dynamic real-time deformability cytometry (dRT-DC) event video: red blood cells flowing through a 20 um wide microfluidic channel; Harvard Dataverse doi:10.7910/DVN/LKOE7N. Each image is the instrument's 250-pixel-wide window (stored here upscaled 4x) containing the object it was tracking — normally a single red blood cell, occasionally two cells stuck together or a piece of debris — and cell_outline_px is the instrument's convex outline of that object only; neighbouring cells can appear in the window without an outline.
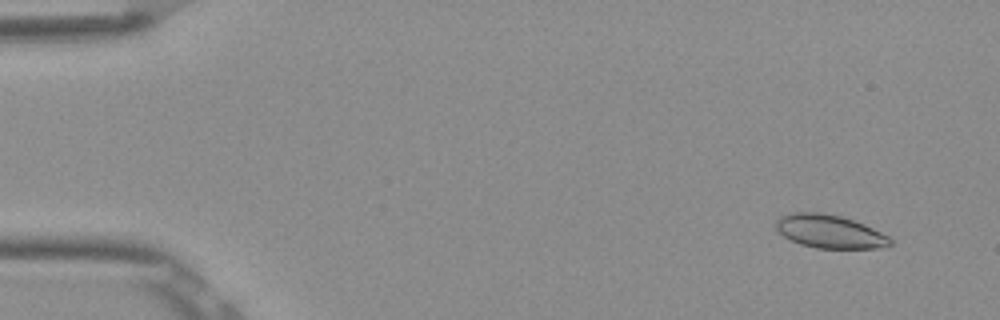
{"species": "Egyptian fruit bat (a non-hibernating species)", "species_latin": "Rousettus aegyptiacus", "temperature_condition": "room temperature", "stored_images_in_passage": 6, "camera_frame_rate_fps": 3000, "um_per_image_px": 0.085, "frame": {"image": 1, "passage_image": 2, "time_ms": 0.333, "image_size_px": [1000, 320], "cell_outline_px": [[892, 244], [876, 248], [816, 248], [800, 244], [784, 236], [776, 228], [776, 220], [780, 216], [792, 212], [820, 212], [840, 216], [864, 224], [888, 236], [892, 240]], "centroid_in_image_um": [70.5, 19.67], "position_along_channel_um": 14.5, "area_um2": 21.96}}
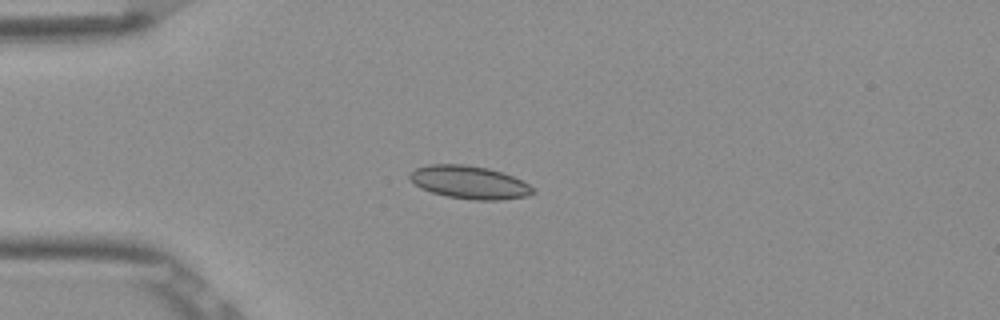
{"frame": {"image": 2, "passage_image": 5, "time_ms": 1.333, "image_size_px": [1000, 320], "cell_outline_px": [[536, 192], [528, 196], [504, 200], [476, 200], [448, 196], [432, 192], [420, 188], [408, 176], [408, 172], [416, 168], [428, 164], [464, 164], [488, 168], [512, 176], [536, 188]], "centroid_in_image_um": [39.91, 15.5], "position_along_channel_um": 45.1, "area_um2": 23.7}}
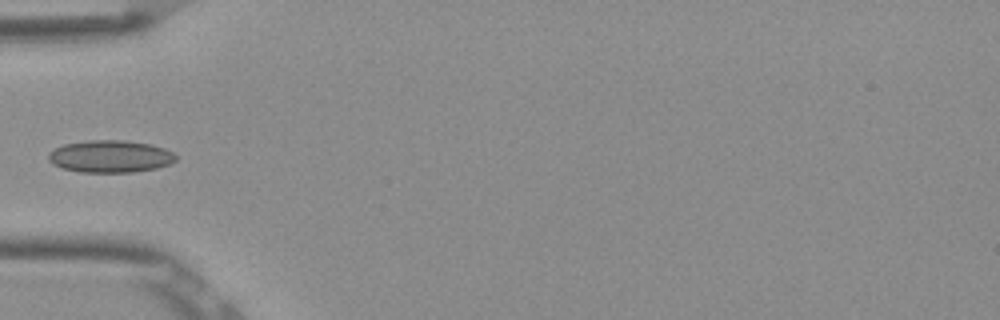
{"frame": {"image": 3, "passage_image": 6, "time_ms": 1.667, "image_size_px": [1000, 320], "cell_outline_px": [[176, 160], [168, 164], [156, 168], [132, 172], [80, 172], [64, 168], [52, 164], [48, 160], [48, 152], [64, 144], [88, 140], [124, 140], [152, 144], [164, 148], [172, 152], [176, 156]], "centroid_in_image_um": [9.36, 13.29], "position_along_channel_um": 75.6, "area_um2": 23.93}}